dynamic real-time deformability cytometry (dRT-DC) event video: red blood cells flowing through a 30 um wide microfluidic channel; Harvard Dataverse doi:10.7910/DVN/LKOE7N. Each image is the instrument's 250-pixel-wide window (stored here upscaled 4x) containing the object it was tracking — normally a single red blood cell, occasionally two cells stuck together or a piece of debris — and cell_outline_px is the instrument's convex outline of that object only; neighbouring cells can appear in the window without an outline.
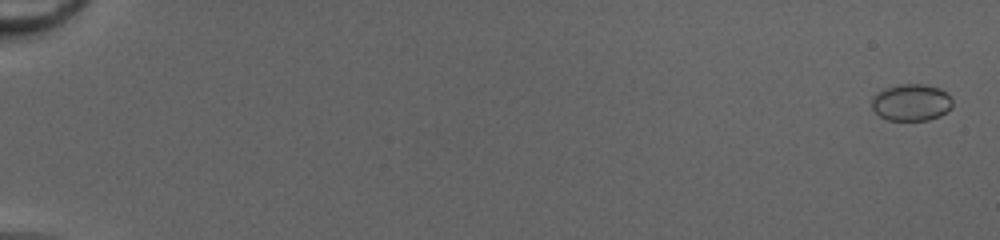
{"species": "common noctule bat (a hibernating species)", "species_latin": "Nyctalus noctula", "temperature_condition": "cold", "stored_images_in_passage": 52, "camera_frame_rate_fps": 3000, "um_per_image_px": 0.085, "animal": {"sex": "female", "body_mass_g": 20.0, "forearm_length_mm": 54.0}, "frame": {"image": 1, "passage_image": 2, "time_ms": 0.333, "image_size_px": [1000, 240], "cell_outline_px": [[952, 108], [948, 112], [940, 116], [928, 120], [888, 120], [880, 116], [872, 108], [872, 96], [876, 92], [884, 88], [900, 84], [924, 84], [940, 88], [952, 100]], "centroid_in_image_um": [77.45, 8.71], "position_along_channel_um": 7.5, "area_um2": 17.46}}
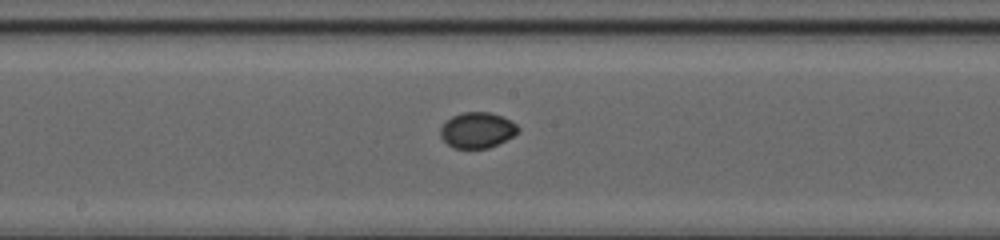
{"frame": {"image": 2, "passage_image": 31, "time_ms": 10.0, "image_size_px": [1000, 240], "cell_outline_px": [[520, 132], [488, 148], [452, 148], [440, 136], [440, 128], [452, 116], [460, 112], [488, 112], [500, 116], [516, 124], [520, 128]], "centroid_in_image_um": [40.55, 11.06], "position_along_channel_um": 207.7, "area_um2": 15.95}}
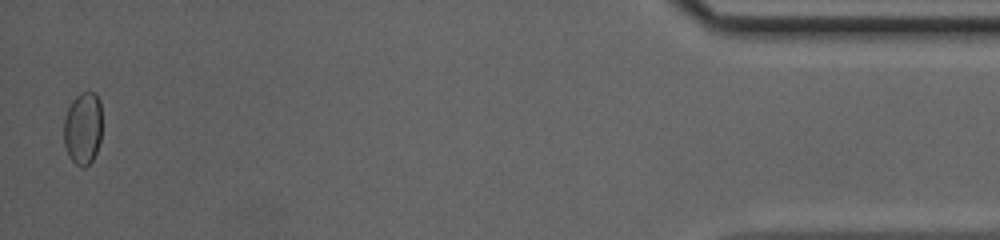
{"frame": {"image": 3, "passage_image": 52, "time_ms": 17.0, "image_size_px": [1000, 240], "cell_outline_px": [[100, 140], [96, 152], [92, 160], [84, 168], [80, 168], [68, 156], [64, 144], [64, 120], [68, 108], [72, 100], [80, 92], [96, 92], [100, 100]], "centroid_in_image_um": [7.03, 10.9], "position_along_channel_um": 428.2, "area_um2": 16.18}, "authors_computed_cell_mechanics": {"area_um2": 16.2996, "velocity_mm_per_s": 4.2111, "shape_relaxation_time_tau1_ms": 9.9602, "shape_relaxation_time_tau2_ms": null, "deformation_change_tau1": 0.1411, "deformation_change_tau2": null}}